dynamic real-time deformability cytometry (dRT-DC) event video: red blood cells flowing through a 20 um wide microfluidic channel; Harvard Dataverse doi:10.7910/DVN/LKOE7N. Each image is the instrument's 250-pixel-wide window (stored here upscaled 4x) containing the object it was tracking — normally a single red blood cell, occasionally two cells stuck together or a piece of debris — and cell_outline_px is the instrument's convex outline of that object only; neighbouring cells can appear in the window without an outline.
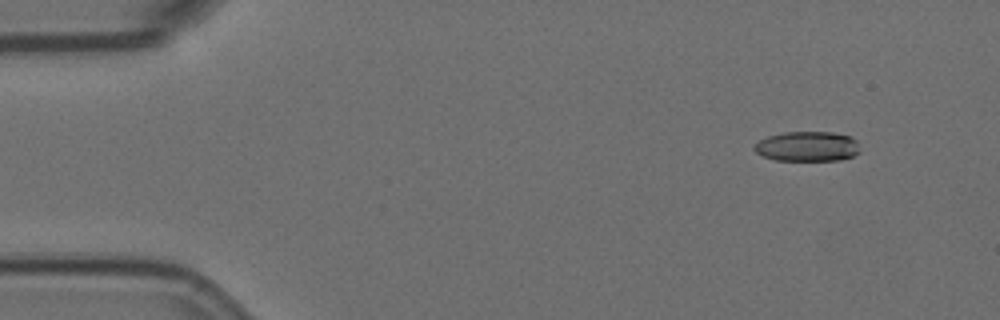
{"species": "Egyptian fruit bat (a non-hibernating species)", "species_latin": "Rousettus aegyptiacus", "temperature_condition": "room temperature", "stored_images_in_passage": 5, "camera_frame_rate_fps": 3000, "um_per_image_px": 0.085, "animal": {"sex": "female"}, "frame": {"image": 1, "passage_image": 2, "time_ms": 0.333, "image_size_px": [1000, 320], "cell_outline_px": [[860, 152], [852, 156], [840, 160], [776, 160], [764, 156], [756, 152], [752, 148], [760, 140], [768, 136], [784, 132], [832, 132], [852, 136], [856, 140]], "centroid_in_image_um": [68.65, 12.44], "position_along_channel_um": 16.4, "area_um2": 18.38}}
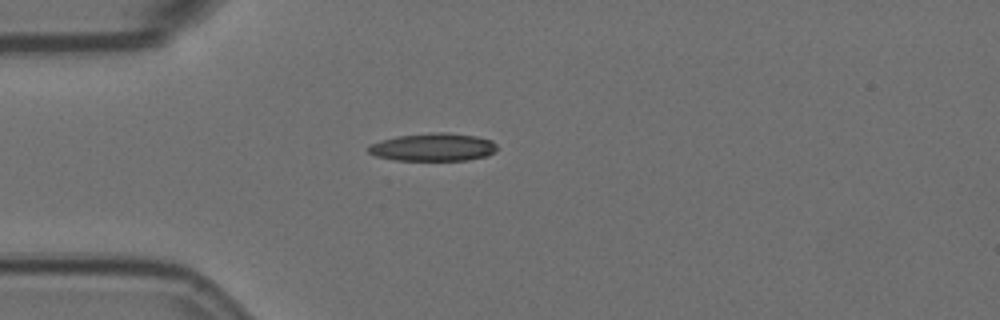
{"frame": {"image": 2, "passage_image": 5, "time_ms": 1.333, "image_size_px": [1000, 320], "cell_outline_px": [[496, 148], [488, 156], [468, 160], [396, 160], [376, 156], [368, 152], [368, 144], [380, 140], [396, 136], [436, 132], [444, 132], [476, 136], [492, 140], [496, 144]], "centroid_in_image_um": [36.79, 12.5], "position_along_channel_um": 48.2, "area_um2": 20.92}}